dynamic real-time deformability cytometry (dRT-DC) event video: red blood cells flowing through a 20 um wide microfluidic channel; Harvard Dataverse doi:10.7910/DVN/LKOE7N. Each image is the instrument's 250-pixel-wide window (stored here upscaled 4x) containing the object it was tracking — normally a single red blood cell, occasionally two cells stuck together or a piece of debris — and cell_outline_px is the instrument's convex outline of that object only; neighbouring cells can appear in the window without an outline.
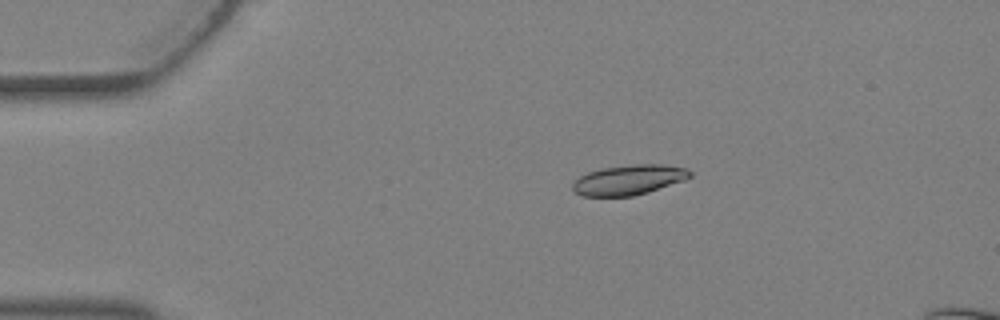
{"species": "Egyptian fruit bat (a non-hibernating species)", "species_latin": "Rousettus aegyptiacus", "temperature_condition": "warm", "stored_images_in_passage": 6, "camera_frame_rate_fps": 3000, "um_per_image_px": 0.085, "animal": {"sex": "female"}, "frame": {"image": 1, "passage_image": 2, "time_ms": 0.333, "image_size_px": [1000, 320], "cell_outline_px": [[692, 176], [684, 180], [648, 192], [632, 196], [580, 196], [572, 188], [572, 184], [580, 176], [588, 172], [600, 168], [636, 164], [664, 164], [688, 168], [692, 172]], "centroid_in_image_um": [53.47, 15.28], "position_along_channel_um": 31.5, "area_um2": 20.58}}
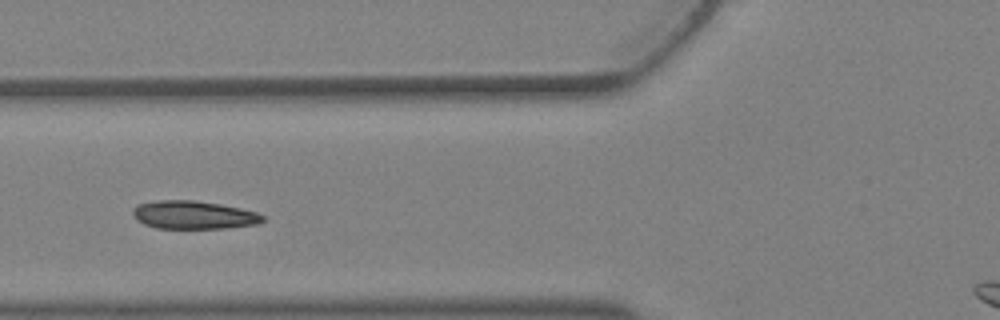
{"frame": {"image": 2, "passage_image": 5, "time_ms": 1.333, "image_size_px": [1000, 320], "cell_outline_px": [[264, 220], [260, 224], [228, 228], [156, 228], [144, 224], [136, 220], [132, 212], [132, 208], [136, 204], [156, 200], [192, 200], [220, 204], [240, 208], [256, 212], [264, 216]], "centroid_in_image_um": [16.44, 18.27], "position_along_channel_um": 109.4, "area_um2": 21.5}}
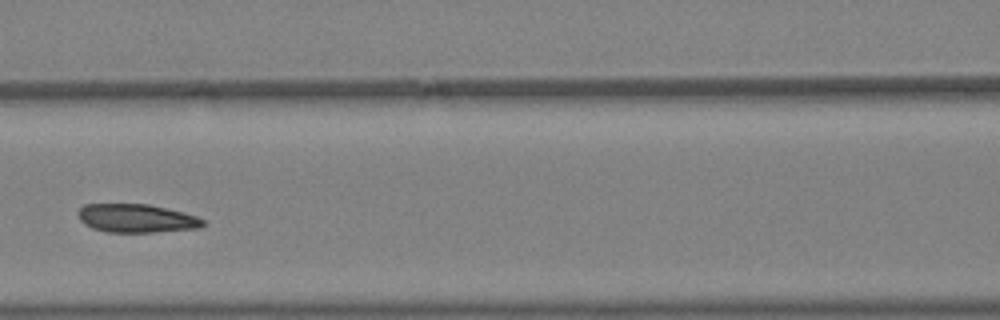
{"frame": {"image": 3, "passage_image": 6, "time_ms": 1.667, "image_size_px": [1000, 320], "cell_outline_px": [[208, 224], [200, 228], [152, 232], [104, 232], [92, 228], [84, 224], [80, 220], [76, 212], [84, 204], [148, 204], [184, 212], [196, 216], [204, 220]], "centroid_in_image_um": [11.6, 18.56], "position_along_channel_um": 155.0, "area_um2": 20.92}}